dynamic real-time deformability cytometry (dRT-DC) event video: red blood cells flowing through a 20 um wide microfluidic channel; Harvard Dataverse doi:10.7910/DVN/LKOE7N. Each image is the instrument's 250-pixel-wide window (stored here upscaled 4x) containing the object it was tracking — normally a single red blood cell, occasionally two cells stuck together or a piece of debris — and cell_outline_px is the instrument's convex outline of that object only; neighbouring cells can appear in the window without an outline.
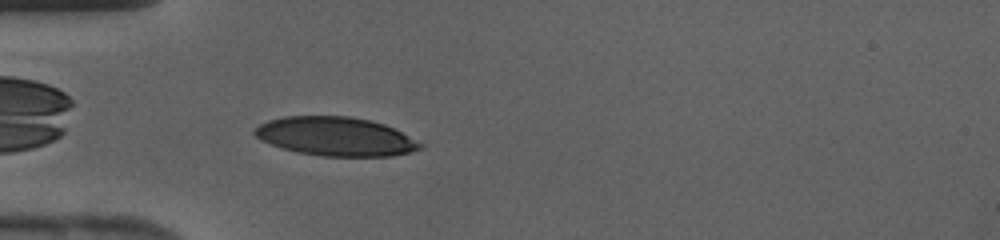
{"species": "human", "species_latin": "Homo sapiens", "temperature_condition": "cold", "stored_images_in_passage": 32, "camera_frame_rate_fps": 3000, "um_per_image_px": 0.085, "donor": {"sex": "female"}, "frame": {"image": 1, "passage_image": 2, "time_ms": 0.333, "image_size_px": [1000, 240], "cell_outline_px": [[424, 144], [420, 148], [408, 152], [392, 156], [324, 156], [296, 152], [260, 140], [252, 132], [260, 124], [268, 120], [284, 116], [348, 116], [372, 120], [384, 124]], "centroid_in_image_um": [28.5, 11.59], "position_along_channel_um": 56.5, "area_um2": 37.17}}
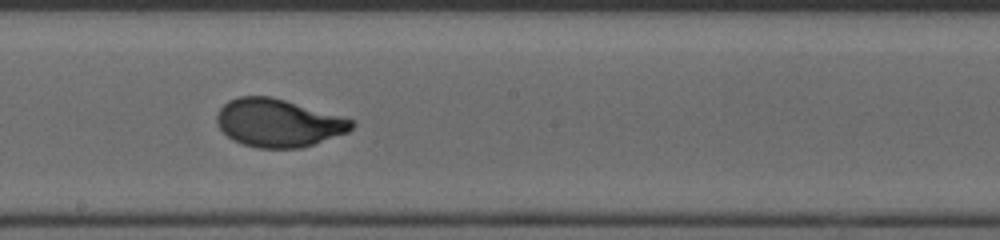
{"frame": {"image": 2, "passage_image": 13, "time_ms": 4.0, "image_size_px": [1000, 240], "cell_outline_px": [[356, 124], [348, 132], [300, 148], [260, 148], [244, 144], [232, 140], [216, 124], [216, 112], [228, 100], [240, 96], [272, 96], [352, 120]], "centroid_in_image_um": [23.6, 10.44], "position_along_channel_um": 224.6, "area_um2": 37.34}}
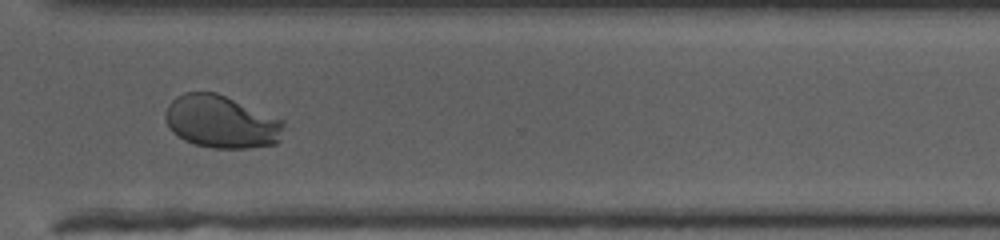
{"frame": {"image": 3, "passage_image": 21, "time_ms": 6.667, "image_size_px": [1000, 240], "cell_outline_px": [[284, 124], [280, 140], [276, 144], [248, 148], [212, 148], [196, 144], [184, 140], [172, 132], [164, 116], [168, 104], [176, 96], [184, 92], [216, 92], [284, 120]], "centroid_in_image_um": [18.81, 10.35], "position_along_channel_um": 351.8, "area_um2": 36.36}}